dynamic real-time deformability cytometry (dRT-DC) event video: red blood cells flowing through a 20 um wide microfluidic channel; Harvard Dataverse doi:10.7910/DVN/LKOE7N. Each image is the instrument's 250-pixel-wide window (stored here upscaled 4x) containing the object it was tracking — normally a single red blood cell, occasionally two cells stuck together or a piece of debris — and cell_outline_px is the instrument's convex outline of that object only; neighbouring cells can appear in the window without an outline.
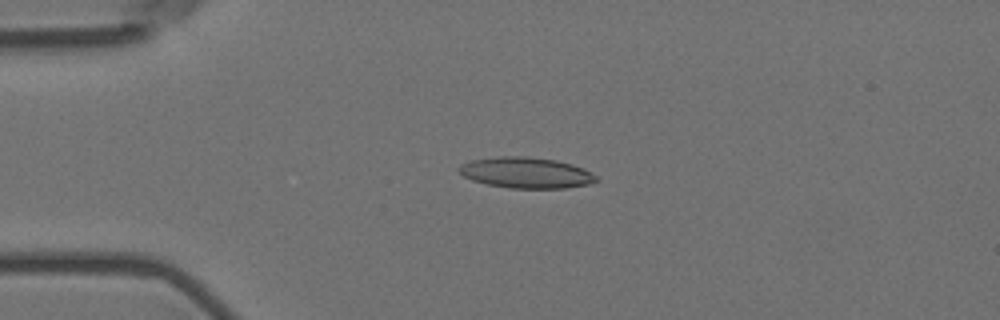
{"species": "Egyptian fruit bat (a non-hibernating species)", "species_latin": "Rousettus aegyptiacus", "temperature_condition": "room temperature", "stored_images_in_passage": 6, "camera_frame_rate_fps": 3000, "um_per_image_px": 0.085, "animal": {"sex": "female"}, "frame": {"image": 1, "passage_image": 4, "time_ms": 1.0, "image_size_px": [1000, 320], "cell_outline_px": [[600, 180], [588, 184], [564, 188], [512, 188], [488, 184], [472, 180], [464, 176], [456, 168], [460, 164], [472, 160], [496, 156], [524, 156], [556, 160], [572, 164], [596, 176]], "centroid_in_image_um": [44.68, 14.67], "position_along_channel_um": 40.3, "area_um2": 24.51}}
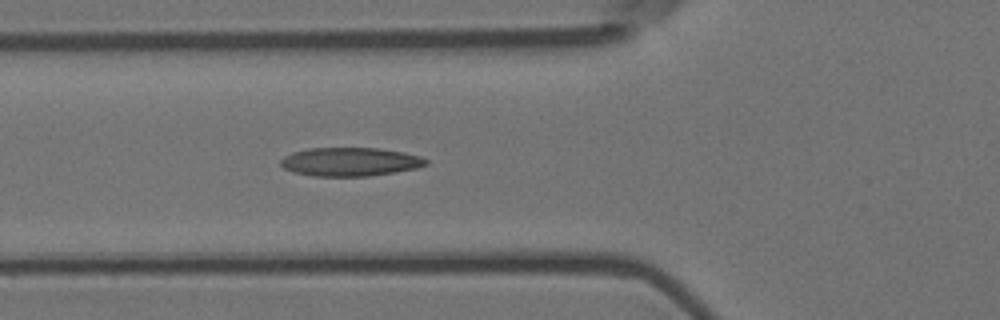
{"frame": {"image": 2, "passage_image": 6, "time_ms": 1.667, "image_size_px": [1000, 320], "cell_outline_px": [[428, 164], [416, 168], [396, 172], [368, 176], [312, 176], [292, 172], [284, 168], [280, 164], [280, 160], [284, 156], [292, 152], [308, 148], [380, 148], [404, 152], [420, 156], [428, 160]], "centroid_in_image_um": [29.75, 13.75], "position_along_channel_um": 96.1, "area_um2": 24.39}}